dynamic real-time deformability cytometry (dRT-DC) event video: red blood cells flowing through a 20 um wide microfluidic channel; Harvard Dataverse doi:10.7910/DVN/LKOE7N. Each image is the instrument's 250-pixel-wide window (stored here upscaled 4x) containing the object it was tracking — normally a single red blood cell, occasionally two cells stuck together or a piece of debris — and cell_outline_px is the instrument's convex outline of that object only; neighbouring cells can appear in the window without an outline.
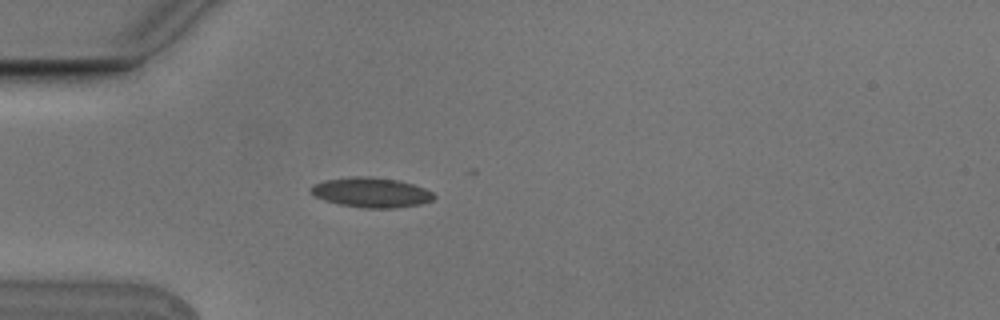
{"species": "Egyptian fruit bat (a non-hibernating species)", "species_latin": "Rousettus aegyptiacus", "temperature_condition": "cold", "stored_images_in_passage": 3, "camera_frame_rate_fps": 3000, "um_per_image_px": 0.085, "animal": {"sex": "male"}, "frame": {"image": 1, "passage_image": 3, "time_ms": 0.667, "image_size_px": [1000, 320], "cell_outline_px": [[436, 196], [432, 200], [420, 204], [396, 208], [364, 208], [340, 204], [324, 200], [316, 196], [308, 188], [312, 184], [324, 180], [352, 176], [368, 176], [396, 180], [412, 184], [424, 188], [432, 192]], "centroid_in_image_um": [31.53, 16.35], "position_along_channel_um": 53.5, "area_um2": 21.39}}